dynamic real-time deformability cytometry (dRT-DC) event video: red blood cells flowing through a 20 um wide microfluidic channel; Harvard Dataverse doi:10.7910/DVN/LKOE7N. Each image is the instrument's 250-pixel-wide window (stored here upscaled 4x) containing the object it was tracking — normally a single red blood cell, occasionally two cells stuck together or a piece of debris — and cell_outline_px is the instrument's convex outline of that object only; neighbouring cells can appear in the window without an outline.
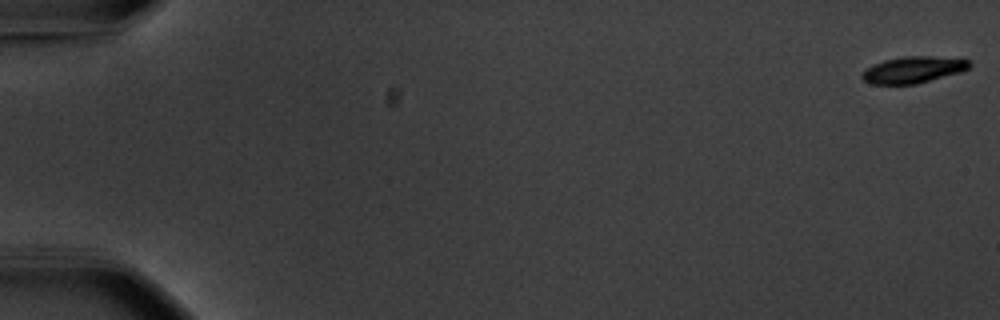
{"species": "common noctule bat (a hibernating species)", "species_latin": "Nyctalus noctula", "temperature_condition": "warm", "stored_images_in_passage": 57, "camera_frame_rate_fps": 3000, "um_per_image_px": 0.085, "animal": {"sex": "male", "body_mass_g": 20.1, "forearm_length_mm": 53.5}, "frame": {"image": 1, "passage_image": 1, "time_ms": 0.0, "image_size_px": [1000, 320], "cell_outline_px": [[972, 64], [964, 72], [916, 84], [872, 84], [864, 80], [860, 76], [872, 64], [884, 60], [904, 56], [932, 56], [968, 60]], "centroid_in_image_um": [77.65, 5.93], "position_along_channel_um": 7.3, "area_um2": 16.65}}
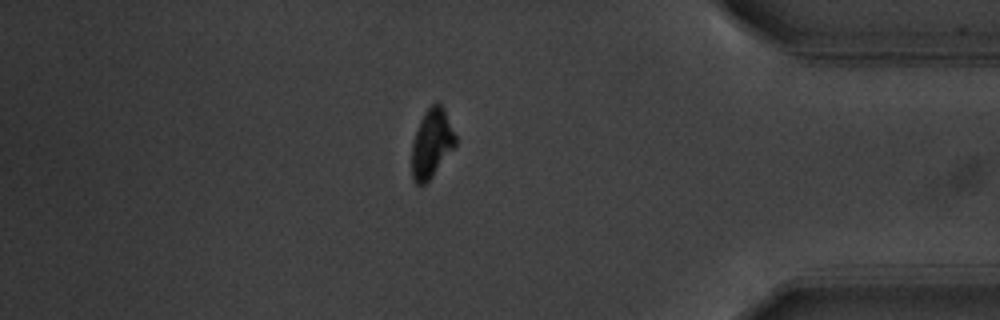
{"frame": {"image": 2, "passage_image": 49, "time_ms": 16.0, "image_size_px": [1000, 320], "cell_outline_px": [[456, 144], [432, 176], [424, 184], [416, 184], [412, 180], [412, 144], [420, 120], [424, 112], [436, 100], [444, 108], [456, 136]], "centroid_in_image_um": [36.68, 12.16], "position_along_channel_um": 398.5, "area_um2": 17.28}}
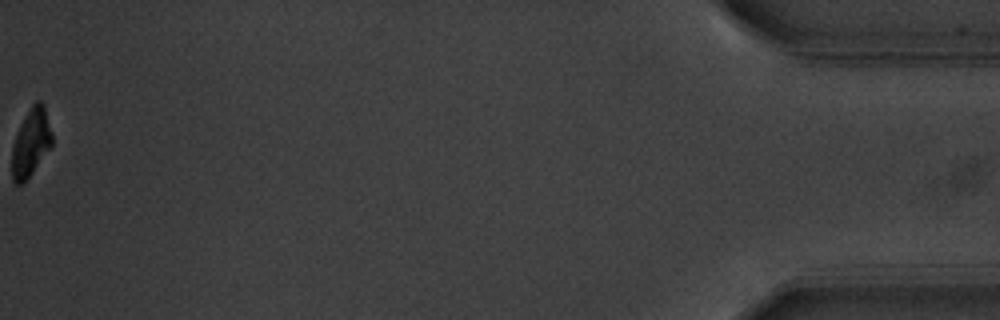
{"frame": {"image": 3, "passage_image": 57, "time_ms": 18.667, "image_size_px": [1000, 320], "cell_outline_px": [[52, 144], [28, 180], [24, 184], [16, 184], [12, 180], [12, 148], [20, 124], [32, 104], [36, 100], [40, 100], [44, 104], [52, 136]], "centroid_in_image_um": [2.62, 12.15], "position_along_channel_um": 432.6, "area_um2": 15.78}, "authors_computed_cell_mechanics": {"area_um2": 18.0914, "velocity_mm_per_s": 3.6811, "shape_relaxation_time_tau1_ms": 2.0561, "shape_relaxation_time_tau2_ms": null, "deformation_change_tau1": 0.1311, "deformation_change_tau2": null}}